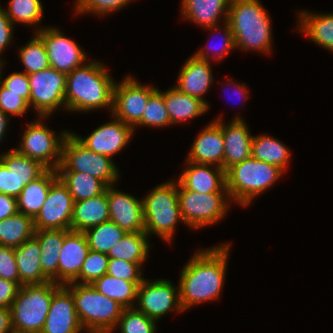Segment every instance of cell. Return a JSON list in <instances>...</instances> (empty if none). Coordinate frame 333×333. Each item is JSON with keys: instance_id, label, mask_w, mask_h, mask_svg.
Returning <instances> with one entry per match:
<instances>
[{"instance_id": "9f6ffc18", "label": "cell", "mask_w": 333, "mask_h": 333, "mask_svg": "<svg viewBox=\"0 0 333 333\" xmlns=\"http://www.w3.org/2000/svg\"><path fill=\"white\" fill-rule=\"evenodd\" d=\"M9 118L10 117L8 115L0 110V143L3 142V137H5V133L8 130L7 127L9 126L8 123L10 122Z\"/></svg>"}, {"instance_id": "4fadbf2b", "label": "cell", "mask_w": 333, "mask_h": 333, "mask_svg": "<svg viewBox=\"0 0 333 333\" xmlns=\"http://www.w3.org/2000/svg\"><path fill=\"white\" fill-rule=\"evenodd\" d=\"M156 90L152 85H142L131 75L125 76L114 85L111 115L134 127L142 119L149 97Z\"/></svg>"}, {"instance_id": "603a6c76", "label": "cell", "mask_w": 333, "mask_h": 333, "mask_svg": "<svg viewBox=\"0 0 333 333\" xmlns=\"http://www.w3.org/2000/svg\"><path fill=\"white\" fill-rule=\"evenodd\" d=\"M186 160L223 168L224 139L222 128L213 120L195 138Z\"/></svg>"}, {"instance_id": "8fae6325", "label": "cell", "mask_w": 333, "mask_h": 333, "mask_svg": "<svg viewBox=\"0 0 333 333\" xmlns=\"http://www.w3.org/2000/svg\"><path fill=\"white\" fill-rule=\"evenodd\" d=\"M66 77V73L53 67L28 75L29 106L34 108L37 116L49 118L58 108L66 110Z\"/></svg>"}, {"instance_id": "74e56055", "label": "cell", "mask_w": 333, "mask_h": 333, "mask_svg": "<svg viewBox=\"0 0 333 333\" xmlns=\"http://www.w3.org/2000/svg\"><path fill=\"white\" fill-rule=\"evenodd\" d=\"M8 8H3L10 22L23 25L40 24L43 17V5L40 0H9Z\"/></svg>"}, {"instance_id": "7c38bea8", "label": "cell", "mask_w": 333, "mask_h": 333, "mask_svg": "<svg viewBox=\"0 0 333 333\" xmlns=\"http://www.w3.org/2000/svg\"><path fill=\"white\" fill-rule=\"evenodd\" d=\"M147 280L144 278L138 286L137 306H134L137 310L156 322L171 311L184 312L180 303L179 286L175 287L167 279Z\"/></svg>"}, {"instance_id": "ba28073f", "label": "cell", "mask_w": 333, "mask_h": 333, "mask_svg": "<svg viewBox=\"0 0 333 333\" xmlns=\"http://www.w3.org/2000/svg\"><path fill=\"white\" fill-rule=\"evenodd\" d=\"M113 158L87 149L69 132L62 145V161L56 172H81L101 180L107 187L120 178Z\"/></svg>"}, {"instance_id": "ffe728a7", "label": "cell", "mask_w": 333, "mask_h": 333, "mask_svg": "<svg viewBox=\"0 0 333 333\" xmlns=\"http://www.w3.org/2000/svg\"><path fill=\"white\" fill-rule=\"evenodd\" d=\"M177 181L185 188L198 193H228L226 188V171L216 165L199 164L186 160ZM214 167V168H213Z\"/></svg>"}, {"instance_id": "d590c367", "label": "cell", "mask_w": 333, "mask_h": 333, "mask_svg": "<svg viewBox=\"0 0 333 333\" xmlns=\"http://www.w3.org/2000/svg\"><path fill=\"white\" fill-rule=\"evenodd\" d=\"M57 175L67 187L74 202L96 197L107 187L101 180L81 172H57Z\"/></svg>"}, {"instance_id": "11a10c76", "label": "cell", "mask_w": 333, "mask_h": 333, "mask_svg": "<svg viewBox=\"0 0 333 333\" xmlns=\"http://www.w3.org/2000/svg\"><path fill=\"white\" fill-rule=\"evenodd\" d=\"M228 81H229V83H226V85H228V84H229L228 86L233 85V88L236 91L235 93H237V95H239V96H242V99L244 101H246L249 98L248 92H247L248 89H247V86L245 83H242V84L241 83L238 84L237 82L235 83L231 80V78H229Z\"/></svg>"}, {"instance_id": "7dc6e473", "label": "cell", "mask_w": 333, "mask_h": 333, "mask_svg": "<svg viewBox=\"0 0 333 333\" xmlns=\"http://www.w3.org/2000/svg\"><path fill=\"white\" fill-rule=\"evenodd\" d=\"M4 64L5 62H3L0 67V83L6 87L9 92L21 94V97H23L29 104L30 86L28 74L23 71L13 72L3 79L2 70L4 68Z\"/></svg>"}, {"instance_id": "f546056e", "label": "cell", "mask_w": 333, "mask_h": 333, "mask_svg": "<svg viewBox=\"0 0 333 333\" xmlns=\"http://www.w3.org/2000/svg\"><path fill=\"white\" fill-rule=\"evenodd\" d=\"M58 178L54 169H48L41 177L26 185L17 197L18 212L32 217L42 208L51 184Z\"/></svg>"}, {"instance_id": "ac0fdd59", "label": "cell", "mask_w": 333, "mask_h": 333, "mask_svg": "<svg viewBox=\"0 0 333 333\" xmlns=\"http://www.w3.org/2000/svg\"><path fill=\"white\" fill-rule=\"evenodd\" d=\"M72 293L62 285L52 296L50 308L40 333H82Z\"/></svg>"}, {"instance_id": "c3c4849f", "label": "cell", "mask_w": 333, "mask_h": 333, "mask_svg": "<svg viewBox=\"0 0 333 333\" xmlns=\"http://www.w3.org/2000/svg\"><path fill=\"white\" fill-rule=\"evenodd\" d=\"M0 278L18 283L20 282L18 266L16 264L14 248L0 245Z\"/></svg>"}, {"instance_id": "681fc988", "label": "cell", "mask_w": 333, "mask_h": 333, "mask_svg": "<svg viewBox=\"0 0 333 333\" xmlns=\"http://www.w3.org/2000/svg\"><path fill=\"white\" fill-rule=\"evenodd\" d=\"M14 25L10 22V19L6 15L3 7L0 6V62H4L2 56V52L10 46L12 40L14 38Z\"/></svg>"}, {"instance_id": "836d02e7", "label": "cell", "mask_w": 333, "mask_h": 333, "mask_svg": "<svg viewBox=\"0 0 333 333\" xmlns=\"http://www.w3.org/2000/svg\"><path fill=\"white\" fill-rule=\"evenodd\" d=\"M149 236L145 232L126 233L108 252L109 258L144 263L149 254Z\"/></svg>"}, {"instance_id": "3957f363", "label": "cell", "mask_w": 333, "mask_h": 333, "mask_svg": "<svg viewBox=\"0 0 333 333\" xmlns=\"http://www.w3.org/2000/svg\"><path fill=\"white\" fill-rule=\"evenodd\" d=\"M227 23L237 49L271 53L272 22L259 0H230Z\"/></svg>"}, {"instance_id": "9a60e30c", "label": "cell", "mask_w": 333, "mask_h": 333, "mask_svg": "<svg viewBox=\"0 0 333 333\" xmlns=\"http://www.w3.org/2000/svg\"><path fill=\"white\" fill-rule=\"evenodd\" d=\"M35 33L44 42L50 67L57 71L68 74L87 61V53L57 27L36 28Z\"/></svg>"}, {"instance_id": "bcb514c9", "label": "cell", "mask_w": 333, "mask_h": 333, "mask_svg": "<svg viewBox=\"0 0 333 333\" xmlns=\"http://www.w3.org/2000/svg\"><path fill=\"white\" fill-rule=\"evenodd\" d=\"M30 108L28 102L21 97V94L9 92V90L0 83V110L11 116H22Z\"/></svg>"}, {"instance_id": "db71d44e", "label": "cell", "mask_w": 333, "mask_h": 333, "mask_svg": "<svg viewBox=\"0 0 333 333\" xmlns=\"http://www.w3.org/2000/svg\"><path fill=\"white\" fill-rule=\"evenodd\" d=\"M0 333H14L10 308L0 307Z\"/></svg>"}, {"instance_id": "52a82bcc", "label": "cell", "mask_w": 333, "mask_h": 333, "mask_svg": "<svg viewBox=\"0 0 333 333\" xmlns=\"http://www.w3.org/2000/svg\"><path fill=\"white\" fill-rule=\"evenodd\" d=\"M62 285H22L10 309L14 333H40L50 308L53 294Z\"/></svg>"}, {"instance_id": "30bf717a", "label": "cell", "mask_w": 333, "mask_h": 333, "mask_svg": "<svg viewBox=\"0 0 333 333\" xmlns=\"http://www.w3.org/2000/svg\"><path fill=\"white\" fill-rule=\"evenodd\" d=\"M44 118L27 124L22 133L20 147L14 148L18 153L37 160L48 169L56 170L62 161V145L70 131L63 130L59 135L52 131L43 122ZM43 121H42V120Z\"/></svg>"}, {"instance_id": "d6a6232c", "label": "cell", "mask_w": 333, "mask_h": 333, "mask_svg": "<svg viewBox=\"0 0 333 333\" xmlns=\"http://www.w3.org/2000/svg\"><path fill=\"white\" fill-rule=\"evenodd\" d=\"M140 284L141 282L118 279L107 273L92 283L97 291L118 302L124 308H132L135 305Z\"/></svg>"}, {"instance_id": "816d5d0a", "label": "cell", "mask_w": 333, "mask_h": 333, "mask_svg": "<svg viewBox=\"0 0 333 333\" xmlns=\"http://www.w3.org/2000/svg\"><path fill=\"white\" fill-rule=\"evenodd\" d=\"M19 289L18 283L0 278V307L10 308Z\"/></svg>"}, {"instance_id": "7a4b0ae2", "label": "cell", "mask_w": 333, "mask_h": 333, "mask_svg": "<svg viewBox=\"0 0 333 333\" xmlns=\"http://www.w3.org/2000/svg\"><path fill=\"white\" fill-rule=\"evenodd\" d=\"M104 63L92 60L67 74L65 105L72 112L109 109L112 113L114 85Z\"/></svg>"}, {"instance_id": "60d3db41", "label": "cell", "mask_w": 333, "mask_h": 333, "mask_svg": "<svg viewBox=\"0 0 333 333\" xmlns=\"http://www.w3.org/2000/svg\"><path fill=\"white\" fill-rule=\"evenodd\" d=\"M116 327L120 333H156L157 322L132 307L123 310Z\"/></svg>"}, {"instance_id": "277c9868", "label": "cell", "mask_w": 333, "mask_h": 333, "mask_svg": "<svg viewBox=\"0 0 333 333\" xmlns=\"http://www.w3.org/2000/svg\"><path fill=\"white\" fill-rule=\"evenodd\" d=\"M75 302L79 321L88 333H111L116 328L123 310L118 302L97 291L92 284L69 283L64 285Z\"/></svg>"}, {"instance_id": "f35d334b", "label": "cell", "mask_w": 333, "mask_h": 333, "mask_svg": "<svg viewBox=\"0 0 333 333\" xmlns=\"http://www.w3.org/2000/svg\"><path fill=\"white\" fill-rule=\"evenodd\" d=\"M25 46L19 49L20 62L26 74L30 75L50 67L49 58L43 40L35 33Z\"/></svg>"}, {"instance_id": "f907efd6", "label": "cell", "mask_w": 333, "mask_h": 333, "mask_svg": "<svg viewBox=\"0 0 333 333\" xmlns=\"http://www.w3.org/2000/svg\"><path fill=\"white\" fill-rule=\"evenodd\" d=\"M0 193L17 198V178L0 161Z\"/></svg>"}, {"instance_id": "f6af8a7d", "label": "cell", "mask_w": 333, "mask_h": 333, "mask_svg": "<svg viewBox=\"0 0 333 333\" xmlns=\"http://www.w3.org/2000/svg\"><path fill=\"white\" fill-rule=\"evenodd\" d=\"M222 32H223L222 33L223 42H222L220 48H217V47L215 48V45H213V47H212L213 49H212L209 45H207L209 48L206 49V46H205V48L203 47L199 51L195 52L193 55L198 59L211 62L210 53H212L215 50L214 53H212L213 55L211 57L214 58V60L222 61V58L227 56L230 50L234 51V49H236L233 33L227 22H225L223 24ZM208 49L209 50L212 49V51L210 52Z\"/></svg>"}, {"instance_id": "484cf974", "label": "cell", "mask_w": 333, "mask_h": 333, "mask_svg": "<svg viewBox=\"0 0 333 333\" xmlns=\"http://www.w3.org/2000/svg\"><path fill=\"white\" fill-rule=\"evenodd\" d=\"M14 254L23 285L45 284L50 281L41 269L40 245L35 236L14 248Z\"/></svg>"}, {"instance_id": "cb8c5ba5", "label": "cell", "mask_w": 333, "mask_h": 333, "mask_svg": "<svg viewBox=\"0 0 333 333\" xmlns=\"http://www.w3.org/2000/svg\"><path fill=\"white\" fill-rule=\"evenodd\" d=\"M181 4V18L211 32L220 30L222 17L223 23L227 22L230 0H181Z\"/></svg>"}, {"instance_id": "b9f144b4", "label": "cell", "mask_w": 333, "mask_h": 333, "mask_svg": "<svg viewBox=\"0 0 333 333\" xmlns=\"http://www.w3.org/2000/svg\"><path fill=\"white\" fill-rule=\"evenodd\" d=\"M109 257L105 253L89 251L78 277L73 281L80 284H92L107 273Z\"/></svg>"}, {"instance_id": "1f68e13d", "label": "cell", "mask_w": 333, "mask_h": 333, "mask_svg": "<svg viewBox=\"0 0 333 333\" xmlns=\"http://www.w3.org/2000/svg\"><path fill=\"white\" fill-rule=\"evenodd\" d=\"M281 141L269 135L253 136L251 156L257 160L279 167L283 172L287 170L290 160V150Z\"/></svg>"}, {"instance_id": "83f0119b", "label": "cell", "mask_w": 333, "mask_h": 333, "mask_svg": "<svg viewBox=\"0 0 333 333\" xmlns=\"http://www.w3.org/2000/svg\"><path fill=\"white\" fill-rule=\"evenodd\" d=\"M165 106L171 125L187 122L207 112V105L199 98L180 92L173 87L164 92Z\"/></svg>"}, {"instance_id": "8d00e7d4", "label": "cell", "mask_w": 333, "mask_h": 333, "mask_svg": "<svg viewBox=\"0 0 333 333\" xmlns=\"http://www.w3.org/2000/svg\"><path fill=\"white\" fill-rule=\"evenodd\" d=\"M126 233L125 230L121 229L111 220L84 231L90 250L105 254H108L110 249L118 243Z\"/></svg>"}, {"instance_id": "8992f818", "label": "cell", "mask_w": 333, "mask_h": 333, "mask_svg": "<svg viewBox=\"0 0 333 333\" xmlns=\"http://www.w3.org/2000/svg\"><path fill=\"white\" fill-rule=\"evenodd\" d=\"M145 233L156 234L171 243L176 226L184 220L178 202V181L171 179L154 187L143 197Z\"/></svg>"}, {"instance_id": "d4e9b609", "label": "cell", "mask_w": 333, "mask_h": 333, "mask_svg": "<svg viewBox=\"0 0 333 333\" xmlns=\"http://www.w3.org/2000/svg\"><path fill=\"white\" fill-rule=\"evenodd\" d=\"M109 220L107 187L96 197L74 202L71 230L84 232Z\"/></svg>"}, {"instance_id": "7bdbcfd3", "label": "cell", "mask_w": 333, "mask_h": 333, "mask_svg": "<svg viewBox=\"0 0 333 333\" xmlns=\"http://www.w3.org/2000/svg\"><path fill=\"white\" fill-rule=\"evenodd\" d=\"M132 0H75L76 14H95L105 16L126 7ZM108 13V14H107Z\"/></svg>"}, {"instance_id": "f5cc1de1", "label": "cell", "mask_w": 333, "mask_h": 333, "mask_svg": "<svg viewBox=\"0 0 333 333\" xmlns=\"http://www.w3.org/2000/svg\"><path fill=\"white\" fill-rule=\"evenodd\" d=\"M18 213L17 198L0 193V221Z\"/></svg>"}, {"instance_id": "4dcf8cb0", "label": "cell", "mask_w": 333, "mask_h": 333, "mask_svg": "<svg viewBox=\"0 0 333 333\" xmlns=\"http://www.w3.org/2000/svg\"><path fill=\"white\" fill-rule=\"evenodd\" d=\"M0 154V161L17 178V197L30 182L41 177L48 168L37 160L18 153L14 148Z\"/></svg>"}, {"instance_id": "44dd1931", "label": "cell", "mask_w": 333, "mask_h": 333, "mask_svg": "<svg viewBox=\"0 0 333 333\" xmlns=\"http://www.w3.org/2000/svg\"><path fill=\"white\" fill-rule=\"evenodd\" d=\"M90 248L84 232L65 230L58 263V284L72 283L79 275Z\"/></svg>"}, {"instance_id": "6da1fadb", "label": "cell", "mask_w": 333, "mask_h": 333, "mask_svg": "<svg viewBox=\"0 0 333 333\" xmlns=\"http://www.w3.org/2000/svg\"><path fill=\"white\" fill-rule=\"evenodd\" d=\"M230 243L197 250L181 269L180 303L184 311L203 302L215 301L224 286Z\"/></svg>"}, {"instance_id": "e575fe53", "label": "cell", "mask_w": 333, "mask_h": 333, "mask_svg": "<svg viewBox=\"0 0 333 333\" xmlns=\"http://www.w3.org/2000/svg\"><path fill=\"white\" fill-rule=\"evenodd\" d=\"M35 234L34 220L22 213H16L0 221V245L16 248Z\"/></svg>"}, {"instance_id": "5bb4252c", "label": "cell", "mask_w": 333, "mask_h": 333, "mask_svg": "<svg viewBox=\"0 0 333 333\" xmlns=\"http://www.w3.org/2000/svg\"><path fill=\"white\" fill-rule=\"evenodd\" d=\"M74 199L57 178L50 186L46 200L34 220L35 230H71Z\"/></svg>"}, {"instance_id": "ab89813d", "label": "cell", "mask_w": 333, "mask_h": 333, "mask_svg": "<svg viewBox=\"0 0 333 333\" xmlns=\"http://www.w3.org/2000/svg\"><path fill=\"white\" fill-rule=\"evenodd\" d=\"M166 127L171 126L169 114L165 106L164 92L157 89L150 97L143 111L142 119L133 127ZM137 126V127H136Z\"/></svg>"}, {"instance_id": "9c48e42d", "label": "cell", "mask_w": 333, "mask_h": 333, "mask_svg": "<svg viewBox=\"0 0 333 333\" xmlns=\"http://www.w3.org/2000/svg\"><path fill=\"white\" fill-rule=\"evenodd\" d=\"M178 202L184 224L194 230L222 220L232 203L228 193H198L179 182Z\"/></svg>"}, {"instance_id": "2e32d148", "label": "cell", "mask_w": 333, "mask_h": 333, "mask_svg": "<svg viewBox=\"0 0 333 333\" xmlns=\"http://www.w3.org/2000/svg\"><path fill=\"white\" fill-rule=\"evenodd\" d=\"M109 121L92 131L86 138L72 133L87 149L112 158L128 146L134 128L113 116Z\"/></svg>"}, {"instance_id": "5b68a950", "label": "cell", "mask_w": 333, "mask_h": 333, "mask_svg": "<svg viewBox=\"0 0 333 333\" xmlns=\"http://www.w3.org/2000/svg\"><path fill=\"white\" fill-rule=\"evenodd\" d=\"M283 174L279 167L251 156L226 171V188L232 202L246 207L269 190Z\"/></svg>"}, {"instance_id": "d6986e66", "label": "cell", "mask_w": 333, "mask_h": 333, "mask_svg": "<svg viewBox=\"0 0 333 333\" xmlns=\"http://www.w3.org/2000/svg\"><path fill=\"white\" fill-rule=\"evenodd\" d=\"M221 116L214 121L222 128L224 139L223 169L227 171L233 165L251 157L252 138L245 120L235 116L225 124Z\"/></svg>"}, {"instance_id": "7402d4cb", "label": "cell", "mask_w": 333, "mask_h": 333, "mask_svg": "<svg viewBox=\"0 0 333 333\" xmlns=\"http://www.w3.org/2000/svg\"><path fill=\"white\" fill-rule=\"evenodd\" d=\"M211 63L191 55L180 69L176 87L180 92L203 101L207 108L209 102L204 99L214 81Z\"/></svg>"}, {"instance_id": "4316f807", "label": "cell", "mask_w": 333, "mask_h": 333, "mask_svg": "<svg viewBox=\"0 0 333 333\" xmlns=\"http://www.w3.org/2000/svg\"><path fill=\"white\" fill-rule=\"evenodd\" d=\"M34 236L40 245V264L43 274L50 281L58 284L59 255L64 244L65 229L35 230Z\"/></svg>"}, {"instance_id": "e0dca14e", "label": "cell", "mask_w": 333, "mask_h": 333, "mask_svg": "<svg viewBox=\"0 0 333 333\" xmlns=\"http://www.w3.org/2000/svg\"><path fill=\"white\" fill-rule=\"evenodd\" d=\"M107 187L110 220L127 233L145 232L143 201L133 195Z\"/></svg>"}, {"instance_id": "f1b7e54d", "label": "cell", "mask_w": 333, "mask_h": 333, "mask_svg": "<svg viewBox=\"0 0 333 333\" xmlns=\"http://www.w3.org/2000/svg\"><path fill=\"white\" fill-rule=\"evenodd\" d=\"M297 14V30L307 35L315 44L333 52V13L314 14L302 10Z\"/></svg>"}, {"instance_id": "ee69618b", "label": "cell", "mask_w": 333, "mask_h": 333, "mask_svg": "<svg viewBox=\"0 0 333 333\" xmlns=\"http://www.w3.org/2000/svg\"><path fill=\"white\" fill-rule=\"evenodd\" d=\"M143 264L144 263H132L121 259L109 258L107 274L131 282H142L144 279L141 269Z\"/></svg>"}]
</instances>
